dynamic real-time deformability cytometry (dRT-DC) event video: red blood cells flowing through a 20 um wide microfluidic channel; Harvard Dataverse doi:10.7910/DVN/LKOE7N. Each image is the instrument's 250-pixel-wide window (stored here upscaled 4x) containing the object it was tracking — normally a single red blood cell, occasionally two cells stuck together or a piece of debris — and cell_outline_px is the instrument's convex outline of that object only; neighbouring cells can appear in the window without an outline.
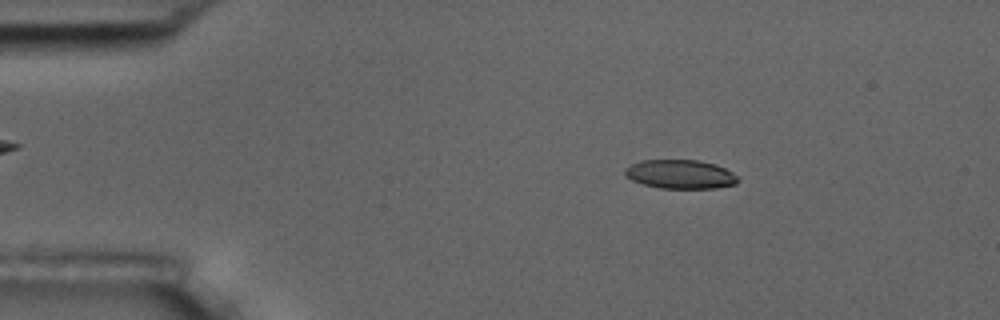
{"species": "common noctule bat (a hibernating species)", "species_latin": "Nyctalus noctula", "temperature_condition": "room temperature", "stored_images_in_passage": 56, "camera_frame_rate_fps": 3000, "um_per_image_px": 0.085, "animal": {"sex": "male", "body_mass_g": 17.5, "forearm_length_mm": 52.3}, "frame": {"image": 1, "passage_image": 9, "time_ms": 2.667, "image_size_px": [1000, 320], "cell_outline_px": [[740, 180], [736, 184], [716, 188], [660, 188], [644, 184], [632, 180], [624, 176], [624, 168], [640, 160], [700, 160], [716, 164], [732, 172]], "centroid_in_image_um": [57.82, 14.8], "position_along_channel_um": 27.2, "area_um2": 19.13}}
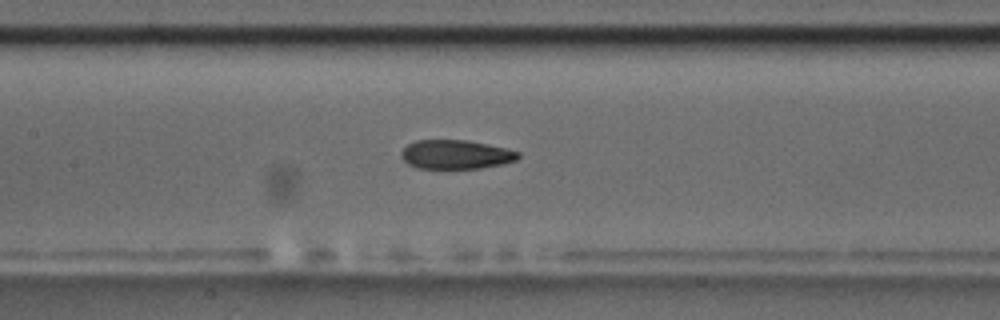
{"frame": {"image": 2, "passage_image": 26, "time_ms": 8.333, "image_size_px": [1000, 320], "cell_outline_px": [[520, 156], [516, 160], [500, 164], [480, 168], [416, 168], [408, 164], [400, 156], [400, 152], [408, 144], [416, 140], [468, 140], [508, 148], [520, 152]], "centroid_in_image_um": [38.74, 13.12], "position_along_channel_um": 168.7, "area_um2": 19.83}}
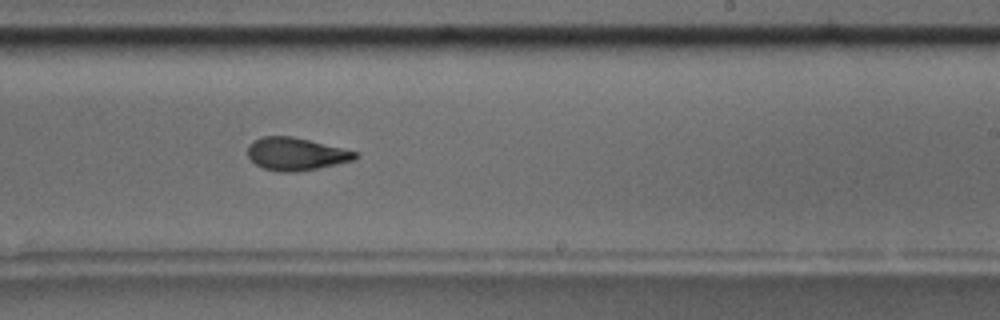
{"frame": {"image": 3, "passage_image": 34, "time_ms": 11.0, "image_size_px": [1000, 320], "cell_outline_px": [[360, 156], [352, 160], [336, 164], [296, 172], [280, 172], [264, 168], [256, 164], [248, 156], [248, 144], [264, 136], [292, 136], [356, 152]], "centroid_in_image_um": [25.12, 13.09], "position_along_channel_um": 263.9, "area_um2": 20.06}, "authors_computed_cell_mechanics": {"area_um2": 20.6057, "velocity_mm_per_s": 3.5816, "shape_relaxation_time_tau1_ms": 10.3285, "shape_relaxation_time_tau2_ms": 2.1675, "deformation_change_tau1": 0.2407, "deformation_change_tau2": 0.0956}}